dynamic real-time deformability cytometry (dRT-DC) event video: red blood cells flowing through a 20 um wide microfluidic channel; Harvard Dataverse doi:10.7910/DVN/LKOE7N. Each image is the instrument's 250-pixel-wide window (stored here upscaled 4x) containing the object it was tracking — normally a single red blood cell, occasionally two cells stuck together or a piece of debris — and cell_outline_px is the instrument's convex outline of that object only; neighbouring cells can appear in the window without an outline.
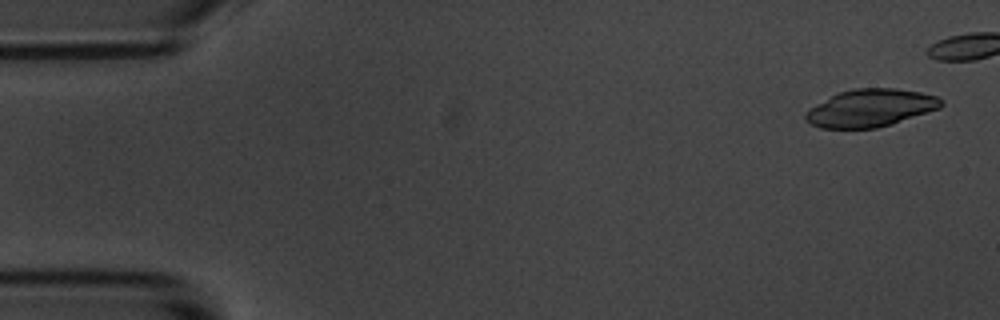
{"species": "common noctule bat (a hibernating species)", "species_latin": "Nyctalus noctula", "temperature_condition": "room temperature", "stored_images_in_passage": 6, "camera_frame_rate_fps": 3000, "um_per_image_px": 0.085, "animal": {"sex": "male", "body_mass_g": 20.1, "forearm_length_mm": 53.5}, "frame": {"image": 1, "passage_image": 1, "time_ms": 0.0, "image_size_px": [1000, 320], "cell_outline_px": [[944, 104], [940, 108], [892, 124], [876, 128], [820, 128], [804, 120], [804, 112], [816, 104], [840, 92], [852, 88], [896, 88], [920, 92], [936, 96], [944, 100]], "centroid_in_image_um": [74.0, 9.18], "position_along_channel_um": 11.0, "area_um2": 29.71}}
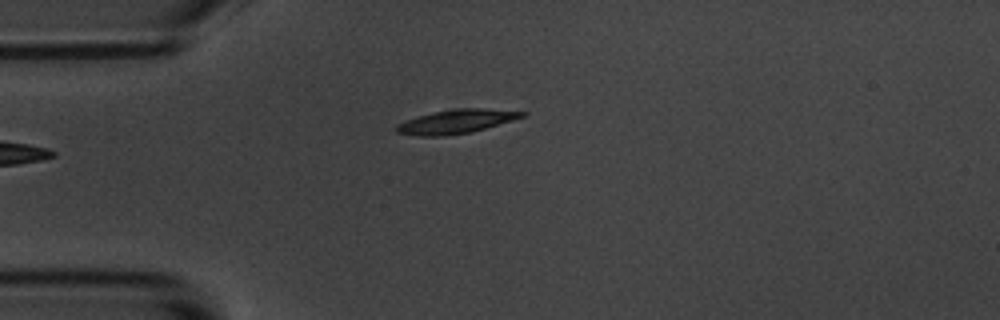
{"frame": {"image": 2, "passage_image": 6, "time_ms": 5.667, "image_size_px": [1000, 320], "cell_outline_px": [[528, 112], [524, 116], [512, 120], [472, 132], [444, 136], [420, 136], [396, 132], [396, 124], [432, 112], [456, 108], [484, 108]], "centroid_in_image_um": [38.79, 10.33], "position_along_channel_um": 46.2, "area_um2": 17.28}}